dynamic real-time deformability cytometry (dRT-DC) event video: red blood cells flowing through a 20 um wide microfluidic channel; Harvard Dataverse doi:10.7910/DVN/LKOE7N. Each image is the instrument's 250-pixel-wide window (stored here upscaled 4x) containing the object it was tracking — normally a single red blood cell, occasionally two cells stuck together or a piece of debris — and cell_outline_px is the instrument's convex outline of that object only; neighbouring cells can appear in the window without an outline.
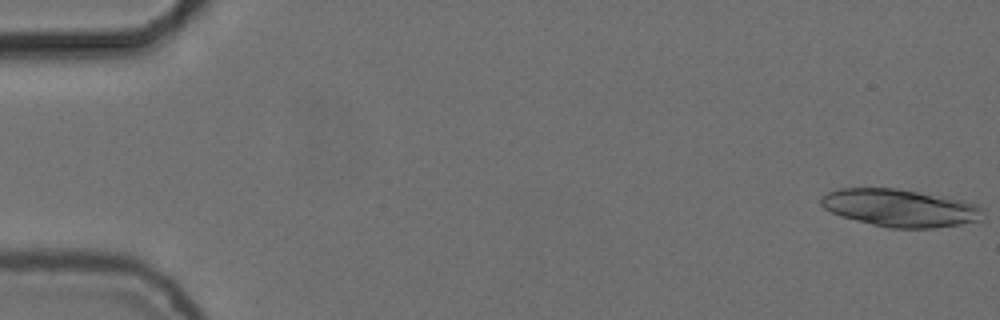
{"species": "common noctule bat (a hibernating species)", "species_latin": "Nyctalus noctula", "temperature_condition": "cold", "stored_images_in_passage": 28, "segment_of_instrument_passage": [1, 2], "camera_frame_rate_fps": 3000, "um_per_image_px": 0.085, "animal": {"sex": "female", "body_mass_g": 24.6, "forearm_length_mm": 56.2}, "frame": {"image": 1, "passage_image": 1, "time_ms": 0.0, "image_size_px": [1000, 320], "cell_outline_px": [[984, 208], [980, 220], [960, 224], [936, 228], [888, 228], [840, 216], [824, 208], [820, 204], [820, 200], [828, 192], [840, 188], [896, 188], [948, 196], [964, 200], [976, 204]], "centroid_in_image_um": [76.54, 17.67], "position_along_channel_um": 8.5, "area_um2": 35.66}}